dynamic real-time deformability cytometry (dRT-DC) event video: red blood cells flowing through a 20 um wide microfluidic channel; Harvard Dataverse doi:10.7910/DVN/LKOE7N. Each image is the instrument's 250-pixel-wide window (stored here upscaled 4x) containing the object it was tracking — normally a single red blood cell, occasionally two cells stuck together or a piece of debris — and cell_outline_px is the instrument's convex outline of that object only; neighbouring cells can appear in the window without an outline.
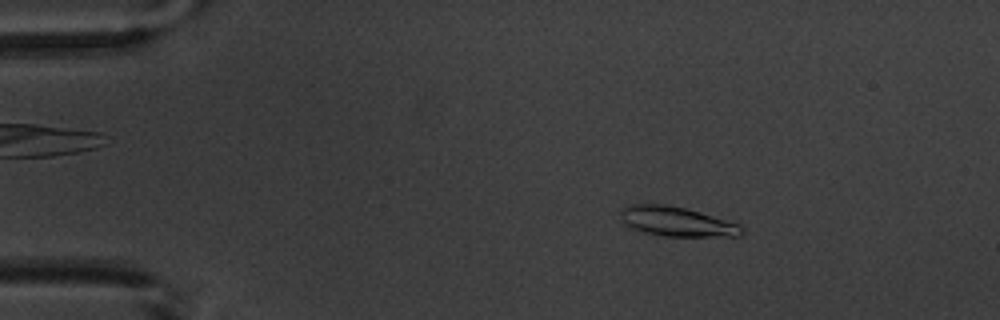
{"species": "common noctule bat (a hibernating species)", "species_latin": "Nyctalus noctula", "temperature_condition": "warm", "stored_images_in_passage": 4, "camera_frame_rate_fps": 3000, "um_per_image_px": 0.085, "animal": {"sex": "male", "body_mass_g": 20.1, "forearm_length_mm": 53.5}, "frame": {"image": 1, "passage_image": 2, "time_ms": 1.333, "image_size_px": [1000, 320], "cell_outline_px": [[744, 232], [740, 236], [664, 236], [644, 232], [632, 228], [624, 224], [620, 212], [624, 208], [632, 204], [668, 204], [700, 212], [740, 224], [744, 228]], "centroid_in_image_um": [57.55, 18.83], "position_along_channel_um": 27.4, "area_um2": 20.81}}